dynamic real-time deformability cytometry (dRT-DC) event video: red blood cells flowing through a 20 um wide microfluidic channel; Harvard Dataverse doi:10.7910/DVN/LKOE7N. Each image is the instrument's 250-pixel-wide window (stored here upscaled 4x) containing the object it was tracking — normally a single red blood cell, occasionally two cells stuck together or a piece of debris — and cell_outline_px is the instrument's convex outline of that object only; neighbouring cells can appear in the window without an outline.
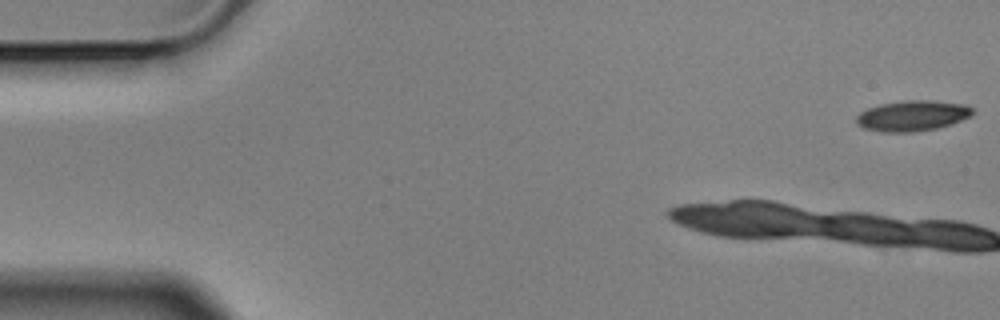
{"species": "Egyptian fruit bat (a non-hibernating species)", "species_latin": "Rousettus aegyptiacus", "temperature_condition": "cold", "stored_images_in_passage": 6, "camera_frame_rate_fps": 3000, "um_per_image_px": 0.085, "animal": {"sex": "male"}, "frame": {"image": 1, "passage_image": 1, "time_ms": 0.0, "image_size_px": [1000, 320], "cell_outline_px": [[976, 112], [972, 116], [952, 124], [936, 128], [912, 132], [884, 132], [864, 128], [856, 124], [856, 116], [860, 112], [868, 108], [880, 104], [904, 100], [932, 100], [968, 104]], "centroid_in_image_um": [77.6, 9.83], "position_along_channel_um": 7.4, "area_um2": 20.98}}